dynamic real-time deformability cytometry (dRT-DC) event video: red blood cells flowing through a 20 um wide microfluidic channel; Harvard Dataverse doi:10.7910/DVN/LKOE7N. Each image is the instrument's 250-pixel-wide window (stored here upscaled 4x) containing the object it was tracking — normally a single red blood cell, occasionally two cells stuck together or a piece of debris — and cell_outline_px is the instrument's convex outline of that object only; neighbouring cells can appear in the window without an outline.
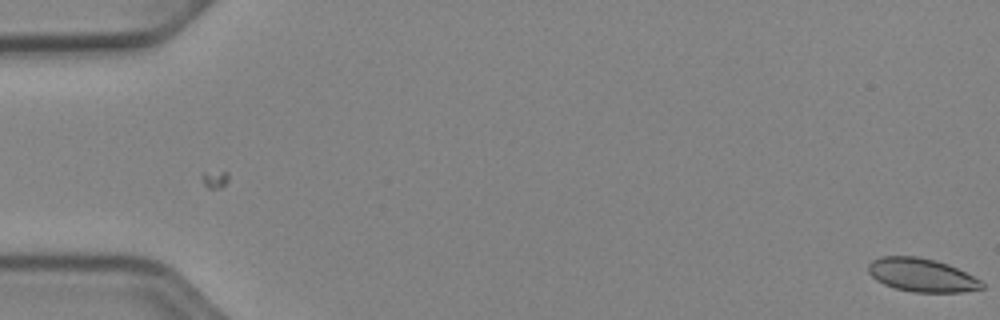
{"species": "Egyptian fruit bat (a non-hibernating species)", "species_latin": "Rousettus aegyptiacus", "temperature_condition": "cold", "stored_images_in_passage": 8, "camera_frame_rate_fps": 3000, "um_per_image_px": 0.085, "animal": {"sex": "female"}, "frame": {"image": 1, "passage_image": 1, "time_ms": 0.0, "image_size_px": [1000, 320], "cell_outline_px": [[984, 288], [964, 292], [912, 292], [896, 288], [884, 284], [876, 280], [868, 272], [868, 264], [872, 260], [880, 256], [916, 256], [936, 260], [948, 264], [980, 280], [984, 284]], "centroid_in_image_um": [78.33, 23.38], "position_along_channel_um": 6.7, "area_um2": 22.08}}